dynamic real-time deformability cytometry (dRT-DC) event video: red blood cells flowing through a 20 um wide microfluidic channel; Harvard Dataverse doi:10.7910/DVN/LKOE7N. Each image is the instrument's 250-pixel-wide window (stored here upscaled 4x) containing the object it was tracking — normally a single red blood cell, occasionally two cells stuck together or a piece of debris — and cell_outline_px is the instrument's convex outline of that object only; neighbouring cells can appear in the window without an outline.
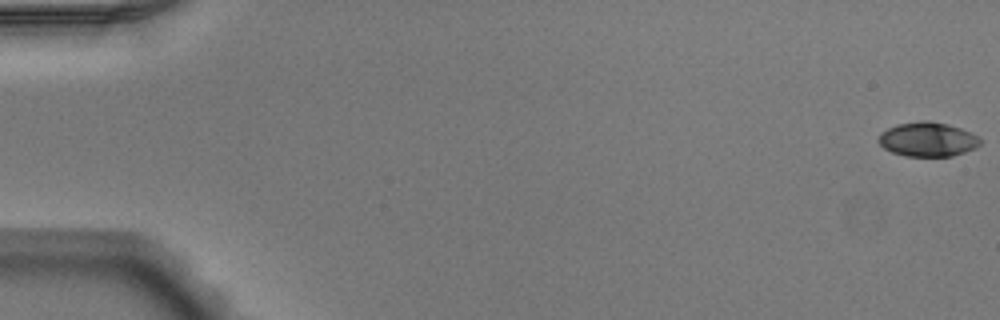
{"species": "Egyptian fruit bat (a non-hibernating species)", "species_latin": "Rousettus aegyptiacus", "temperature_condition": "warm", "stored_images_in_passage": 4, "camera_frame_rate_fps": 3000, "um_per_image_px": 0.085, "animal": {"sex": "male"}, "frame": {"image": 1, "passage_image": 1, "time_ms": 0.0, "image_size_px": [1000, 320], "cell_outline_px": [[980, 144], [976, 148], [952, 156], [904, 156], [892, 152], [884, 148], [876, 140], [880, 132], [896, 124], [924, 120], [928, 120], [948, 124], [960, 128], [976, 136], [980, 140]], "centroid_in_image_um": [78.8, 11.84], "position_along_channel_um": 6.2, "area_um2": 20.35}}